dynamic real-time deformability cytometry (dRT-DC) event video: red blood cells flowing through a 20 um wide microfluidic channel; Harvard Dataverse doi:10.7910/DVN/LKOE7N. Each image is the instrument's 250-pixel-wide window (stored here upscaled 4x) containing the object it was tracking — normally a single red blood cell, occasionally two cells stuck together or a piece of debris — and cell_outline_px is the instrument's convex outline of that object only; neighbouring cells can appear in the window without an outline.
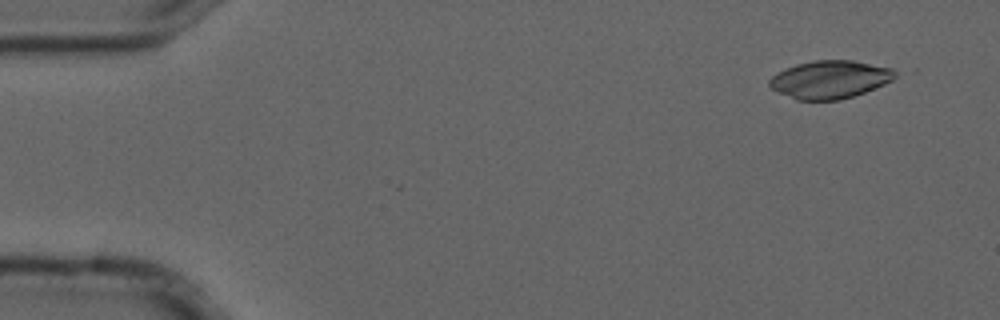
{"species": "common noctule bat (a hibernating species)", "species_latin": "Nyctalus noctula", "temperature_condition": "cold", "stored_images_in_passage": 6, "camera_frame_rate_fps": 3000, "um_per_image_px": 0.085, "animal": {"sex": "male", "forearm_length_mm": 52.5}, "frame": {"image": 1, "passage_image": 1, "time_ms": 0.0, "image_size_px": [1000, 320], "cell_outline_px": [[900, 72], [892, 80], [884, 84], [864, 92], [840, 100], [796, 100], [772, 88], [768, 84], [768, 80], [772, 76], [784, 68], [796, 64], [812, 60], [852, 60], [892, 68]], "centroid_in_image_um": [70.55, 6.74], "position_along_channel_um": 14.5, "area_um2": 27.8}}
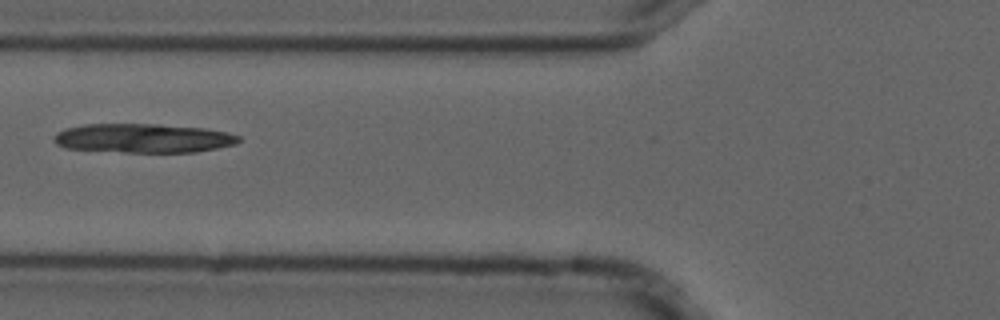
{"frame": {"image": 2, "passage_image": 5, "time_ms": 1.333, "image_size_px": [1000, 320], "cell_outline_px": [[240, 140], [236, 144], [196, 152], [124, 152], [64, 148], [56, 144], [52, 140], [56, 132], [64, 128], [84, 124], [160, 124], [204, 128], [228, 132], [240, 136]], "centroid_in_image_um": [12.14, 11.74], "position_along_channel_um": 113.7, "area_um2": 31.56}}